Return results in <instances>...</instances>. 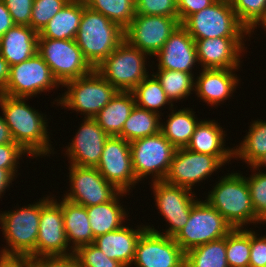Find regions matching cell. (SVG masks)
I'll return each mask as SVG.
<instances>
[{"instance_id":"obj_29","label":"cell","mask_w":266,"mask_h":267,"mask_svg":"<svg viewBox=\"0 0 266 267\" xmlns=\"http://www.w3.org/2000/svg\"><path fill=\"white\" fill-rule=\"evenodd\" d=\"M135 105L132 92L119 91L93 118L109 136H117Z\"/></svg>"},{"instance_id":"obj_39","label":"cell","mask_w":266,"mask_h":267,"mask_svg":"<svg viewBox=\"0 0 266 267\" xmlns=\"http://www.w3.org/2000/svg\"><path fill=\"white\" fill-rule=\"evenodd\" d=\"M239 22L249 31L263 16L266 0H229Z\"/></svg>"},{"instance_id":"obj_48","label":"cell","mask_w":266,"mask_h":267,"mask_svg":"<svg viewBox=\"0 0 266 267\" xmlns=\"http://www.w3.org/2000/svg\"><path fill=\"white\" fill-rule=\"evenodd\" d=\"M0 267H33V262L30 257L0 256Z\"/></svg>"},{"instance_id":"obj_12","label":"cell","mask_w":266,"mask_h":267,"mask_svg":"<svg viewBox=\"0 0 266 267\" xmlns=\"http://www.w3.org/2000/svg\"><path fill=\"white\" fill-rule=\"evenodd\" d=\"M152 182L155 205L169 224L165 233L161 234L173 238L189 220L191 209L198 201L197 196L190 189L166 183L164 180Z\"/></svg>"},{"instance_id":"obj_4","label":"cell","mask_w":266,"mask_h":267,"mask_svg":"<svg viewBox=\"0 0 266 267\" xmlns=\"http://www.w3.org/2000/svg\"><path fill=\"white\" fill-rule=\"evenodd\" d=\"M40 212L39 199L35 204L0 213L1 231L8 245L0 250V256L36 258Z\"/></svg>"},{"instance_id":"obj_34","label":"cell","mask_w":266,"mask_h":267,"mask_svg":"<svg viewBox=\"0 0 266 267\" xmlns=\"http://www.w3.org/2000/svg\"><path fill=\"white\" fill-rule=\"evenodd\" d=\"M136 106L160 114L166 104L173 108L160 82L153 74L144 78L132 91Z\"/></svg>"},{"instance_id":"obj_20","label":"cell","mask_w":266,"mask_h":267,"mask_svg":"<svg viewBox=\"0 0 266 267\" xmlns=\"http://www.w3.org/2000/svg\"><path fill=\"white\" fill-rule=\"evenodd\" d=\"M246 37H216L195 40L202 69H239Z\"/></svg>"},{"instance_id":"obj_3","label":"cell","mask_w":266,"mask_h":267,"mask_svg":"<svg viewBox=\"0 0 266 267\" xmlns=\"http://www.w3.org/2000/svg\"><path fill=\"white\" fill-rule=\"evenodd\" d=\"M124 29L84 4L75 41L95 69L124 41Z\"/></svg>"},{"instance_id":"obj_32","label":"cell","mask_w":266,"mask_h":267,"mask_svg":"<svg viewBox=\"0 0 266 267\" xmlns=\"http://www.w3.org/2000/svg\"><path fill=\"white\" fill-rule=\"evenodd\" d=\"M185 267H229L226 237L196 246L185 253Z\"/></svg>"},{"instance_id":"obj_13","label":"cell","mask_w":266,"mask_h":267,"mask_svg":"<svg viewBox=\"0 0 266 267\" xmlns=\"http://www.w3.org/2000/svg\"><path fill=\"white\" fill-rule=\"evenodd\" d=\"M136 246L135 267H185V252L174 238L146 225Z\"/></svg>"},{"instance_id":"obj_18","label":"cell","mask_w":266,"mask_h":267,"mask_svg":"<svg viewBox=\"0 0 266 267\" xmlns=\"http://www.w3.org/2000/svg\"><path fill=\"white\" fill-rule=\"evenodd\" d=\"M222 166L223 164L215 156L178 148L164 181L192 190L197 182L208 179L207 177Z\"/></svg>"},{"instance_id":"obj_53","label":"cell","mask_w":266,"mask_h":267,"mask_svg":"<svg viewBox=\"0 0 266 267\" xmlns=\"http://www.w3.org/2000/svg\"><path fill=\"white\" fill-rule=\"evenodd\" d=\"M257 25H258V27H259V25L262 26L264 28V31H266L265 30V28H266V10H265L263 16L258 20V22L248 31V37H250V34H252L251 32L254 33V28L256 29Z\"/></svg>"},{"instance_id":"obj_45","label":"cell","mask_w":266,"mask_h":267,"mask_svg":"<svg viewBox=\"0 0 266 267\" xmlns=\"http://www.w3.org/2000/svg\"><path fill=\"white\" fill-rule=\"evenodd\" d=\"M249 267H266V235L257 237L252 230H250Z\"/></svg>"},{"instance_id":"obj_6","label":"cell","mask_w":266,"mask_h":267,"mask_svg":"<svg viewBox=\"0 0 266 267\" xmlns=\"http://www.w3.org/2000/svg\"><path fill=\"white\" fill-rule=\"evenodd\" d=\"M148 56L124 39L95 70L118 91L131 92L148 76L145 67Z\"/></svg>"},{"instance_id":"obj_9","label":"cell","mask_w":266,"mask_h":267,"mask_svg":"<svg viewBox=\"0 0 266 267\" xmlns=\"http://www.w3.org/2000/svg\"><path fill=\"white\" fill-rule=\"evenodd\" d=\"M233 228L207 201L198 200L192 207L186 225L173 238L186 253L210 241L226 237Z\"/></svg>"},{"instance_id":"obj_28","label":"cell","mask_w":266,"mask_h":267,"mask_svg":"<svg viewBox=\"0 0 266 267\" xmlns=\"http://www.w3.org/2000/svg\"><path fill=\"white\" fill-rule=\"evenodd\" d=\"M83 10V0H70L38 33V38L75 39Z\"/></svg>"},{"instance_id":"obj_47","label":"cell","mask_w":266,"mask_h":267,"mask_svg":"<svg viewBox=\"0 0 266 267\" xmlns=\"http://www.w3.org/2000/svg\"><path fill=\"white\" fill-rule=\"evenodd\" d=\"M217 0H177L178 18L182 23L188 16L211 6Z\"/></svg>"},{"instance_id":"obj_2","label":"cell","mask_w":266,"mask_h":267,"mask_svg":"<svg viewBox=\"0 0 266 267\" xmlns=\"http://www.w3.org/2000/svg\"><path fill=\"white\" fill-rule=\"evenodd\" d=\"M206 197L233 229L244 228L250 223L262 221L256 216L245 176L240 173H227L219 178Z\"/></svg>"},{"instance_id":"obj_26","label":"cell","mask_w":266,"mask_h":267,"mask_svg":"<svg viewBox=\"0 0 266 267\" xmlns=\"http://www.w3.org/2000/svg\"><path fill=\"white\" fill-rule=\"evenodd\" d=\"M61 199V202L59 200L58 204L62 209L64 228L69 247L75 251L79 246L93 244L94 236L86 207L72 203L64 198Z\"/></svg>"},{"instance_id":"obj_52","label":"cell","mask_w":266,"mask_h":267,"mask_svg":"<svg viewBox=\"0 0 266 267\" xmlns=\"http://www.w3.org/2000/svg\"><path fill=\"white\" fill-rule=\"evenodd\" d=\"M15 177L6 169H0V196L6 191V189L12 184ZM2 198V197H0Z\"/></svg>"},{"instance_id":"obj_1","label":"cell","mask_w":266,"mask_h":267,"mask_svg":"<svg viewBox=\"0 0 266 267\" xmlns=\"http://www.w3.org/2000/svg\"><path fill=\"white\" fill-rule=\"evenodd\" d=\"M28 98L0 93V107L15 143L33 158L54 154L49 138L46 115L26 104ZM48 154V155H47Z\"/></svg>"},{"instance_id":"obj_43","label":"cell","mask_w":266,"mask_h":267,"mask_svg":"<svg viewBox=\"0 0 266 267\" xmlns=\"http://www.w3.org/2000/svg\"><path fill=\"white\" fill-rule=\"evenodd\" d=\"M30 155L17 143H7L0 145V169L8 170L14 177H17V167L22 155Z\"/></svg>"},{"instance_id":"obj_37","label":"cell","mask_w":266,"mask_h":267,"mask_svg":"<svg viewBox=\"0 0 266 267\" xmlns=\"http://www.w3.org/2000/svg\"><path fill=\"white\" fill-rule=\"evenodd\" d=\"M226 258L229 267H249L250 230L233 229L226 236Z\"/></svg>"},{"instance_id":"obj_42","label":"cell","mask_w":266,"mask_h":267,"mask_svg":"<svg viewBox=\"0 0 266 267\" xmlns=\"http://www.w3.org/2000/svg\"><path fill=\"white\" fill-rule=\"evenodd\" d=\"M136 15L178 18L177 0H135Z\"/></svg>"},{"instance_id":"obj_31","label":"cell","mask_w":266,"mask_h":267,"mask_svg":"<svg viewBox=\"0 0 266 267\" xmlns=\"http://www.w3.org/2000/svg\"><path fill=\"white\" fill-rule=\"evenodd\" d=\"M161 115L135 105L128 119L124 122L122 131L117 135L127 142L152 136L160 132Z\"/></svg>"},{"instance_id":"obj_50","label":"cell","mask_w":266,"mask_h":267,"mask_svg":"<svg viewBox=\"0 0 266 267\" xmlns=\"http://www.w3.org/2000/svg\"><path fill=\"white\" fill-rule=\"evenodd\" d=\"M7 143H15L10 129L4 120V116H0V145Z\"/></svg>"},{"instance_id":"obj_33","label":"cell","mask_w":266,"mask_h":267,"mask_svg":"<svg viewBox=\"0 0 266 267\" xmlns=\"http://www.w3.org/2000/svg\"><path fill=\"white\" fill-rule=\"evenodd\" d=\"M250 125L247 135L239 144L240 146L233 147L234 159L244 160L248 166H252L261 156L266 154V121L258 119Z\"/></svg>"},{"instance_id":"obj_15","label":"cell","mask_w":266,"mask_h":267,"mask_svg":"<svg viewBox=\"0 0 266 267\" xmlns=\"http://www.w3.org/2000/svg\"><path fill=\"white\" fill-rule=\"evenodd\" d=\"M70 191L64 199L91 207L111 201L120 191L109 183L97 168L69 166Z\"/></svg>"},{"instance_id":"obj_46","label":"cell","mask_w":266,"mask_h":267,"mask_svg":"<svg viewBox=\"0 0 266 267\" xmlns=\"http://www.w3.org/2000/svg\"><path fill=\"white\" fill-rule=\"evenodd\" d=\"M33 267H79L74 254L68 256H41L32 258Z\"/></svg>"},{"instance_id":"obj_5","label":"cell","mask_w":266,"mask_h":267,"mask_svg":"<svg viewBox=\"0 0 266 267\" xmlns=\"http://www.w3.org/2000/svg\"><path fill=\"white\" fill-rule=\"evenodd\" d=\"M62 87L68 90L56 99L57 105L75 110L84 118H93L119 92L95 69L88 75L67 81Z\"/></svg>"},{"instance_id":"obj_7","label":"cell","mask_w":266,"mask_h":267,"mask_svg":"<svg viewBox=\"0 0 266 267\" xmlns=\"http://www.w3.org/2000/svg\"><path fill=\"white\" fill-rule=\"evenodd\" d=\"M181 26L194 40L248 35V30L239 22L229 0H217L211 6L188 16Z\"/></svg>"},{"instance_id":"obj_41","label":"cell","mask_w":266,"mask_h":267,"mask_svg":"<svg viewBox=\"0 0 266 267\" xmlns=\"http://www.w3.org/2000/svg\"><path fill=\"white\" fill-rule=\"evenodd\" d=\"M74 255L79 267H125L119 261L108 258L96 245L79 246Z\"/></svg>"},{"instance_id":"obj_11","label":"cell","mask_w":266,"mask_h":267,"mask_svg":"<svg viewBox=\"0 0 266 267\" xmlns=\"http://www.w3.org/2000/svg\"><path fill=\"white\" fill-rule=\"evenodd\" d=\"M59 86L50 67L37 52L30 59L10 66L9 79L0 93L12 97L31 98Z\"/></svg>"},{"instance_id":"obj_27","label":"cell","mask_w":266,"mask_h":267,"mask_svg":"<svg viewBox=\"0 0 266 267\" xmlns=\"http://www.w3.org/2000/svg\"><path fill=\"white\" fill-rule=\"evenodd\" d=\"M126 194L120 191L111 201L86 207L94 240L124 226V220H127L129 213L121 206L120 197Z\"/></svg>"},{"instance_id":"obj_38","label":"cell","mask_w":266,"mask_h":267,"mask_svg":"<svg viewBox=\"0 0 266 267\" xmlns=\"http://www.w3.org/2000/svg\"><path fill=\"white\" fill-rule=\"evenodd\" d=\"M253 170V174L250 177H245L249 187L252 205L256 216L263 222L266 219V172H260L261 169ZM259 170V172H255Z\"/></svg>"},{"instance_id":"obj_35","label":"cell","mask_w":266,"mask_h":267,"mask_svg":"<svg viewBox=\"0 0 266 267\" xmlns=\"http://www.w3.org/2000/svg\"><path fill=\"white\" fill-rule=\"evenodd\" d=\"M90 9L100 12L124 30L136 15L135 0H83Z\"/></svg>"},{"instance_id":"obj_40","label":"cell","mask_w":266,"mask_h":267,"mask_svg":"<svg viewBox=\"0 0 266 267\" xmlns=\"http://www.w3.org/2000/svg\"><path fill=\"white\" fill-rule=\"evenodd\" d=\"M70 0H34L30 27L39 33Z\"/></svg>"},{"instance_id":"obj_49","label":"cell","mask_w":266,"mask_h":267,"mask_svg":"<svg viewBox=\"0 0 266 267\" xmlns=\"http://www.w3.org/2000/svg\"><path fill=\"white\" fill-rule=\"evenodd\" d=\"M14 25L7 7L4 2L0 0V38Z\"/></svg>"},{"instance_id":"obj_19","label":"cell","mask_w":266,"mask_h":267,"mask_svg":"<svg viewBox=\"0 0 266 267\" xmlns=\"http://www.w3.org/2000/svg\"><path fill=\"white\" fill-rule=\"evenodd\" d=\"M66 146L70 165L96 168L109 135L98 125L94 118H83V122Z\"/></svg>"},{"instance_id":"obj_22","label":"cell","mask_w":266,"mask_h":267,"mask_svg":"<svg viewBox=\"0 0 266 267\" xmlns=\"http://www.w3.org/2000/svg\"><path fill=\"white\" fill-rule=\"evenodd\" d=\"M201 70L199 76L195 78L194 91L209 106L220 105L232 96L236 86L239 85L240 80L234 73L238 69Z\"/></svg>"},{"instance_id":"obj_36","label":"cell","mask_w":266,"mask_h":267,"mask_svg":"<svg viewBox=\"0 0 266 267\" xmlns=\"http://www.w3.org/2000/svg\"><path fill=\"white\" fill-rule=\"evenodd\" d=\"M156 73V74H155ZM153 75L160 82L168 99L174 101L185 99L194 91L195 76L193 74L174 70L158 69Z\"/></svg>"},{"instance_id":"obj_25","label":"cell","mask_w":266,"mask_h":267,"mask_svg":"<svg viewBox=\"0 0 266 267\" xmlns=\"http://www.w3.org/2000/svg\"><path fill=\"white\" fill-rule=\"evenodd\" d=\"M38 36L30 26L14 25L0 38V55L9 66L30 59L37 53Z\"/></svg>"},{"instance_id":"obj_24","label":"cell","mask_w":266,"mask_h":267,"mask_svg":"<svg viewBox=\"0 0 266 267\" xmlns=\"http://www.w3.org/2000/svg\"><path fill=\"white\" fill-rule=\"evenodd\" d=\"M223 130L215 120H201L186 148L195 153L215 156L225 165L234 158V148L224 147L227 135Z\"/></svg>"},{"instance_id":"obj_17","label":"cell","mask_w":266,"mask_h":267,"mask_svg":"<svg viewBox=\"0 0 266 267\" xmlns=\"http://www.w3.org/2000/svg\"><path fill=\"white\" fill-rule=\"evenodd\" d=\"M99 173L121 192H130L139 181L132 168L130 142L118 136H109L105 141L100 161Z\"/></svg>"},{"instance_id":"obj_51","label":"cell","mask_w":266,"mask_h":267,"mask_svg":"<svg viewBox=\"0 0 266 267\" xmlns=\"http://www.w3.org/2000/svg\"><path fill=\"white\" fill-rule=\"evenodd\" d=\"M10 66L7 61L0 55V92L5 88L9 79Z\"/></svg>"},{"instance_id":"obj_23","label":"cell","mask_w":266,"mask_h":267,"mask_svg":"<svg viewBox=\"0 0 266 267\" xmlns=\"http://www.w3.org/2000/svg\"><path fill=\"white\" fill-rule=\"evenodd\" d=\"M136 228L123 226L120 229L96 237L93 244L108 258L119 261L125 267H131L137 242L147 229L145 225Z\"/></svg>"},{"instance_id":"obj_16","label":"cell","mask_w":266,"mask_h":267,"mask_svg":"<svg viewBox=\"0 0 266 267\" xmlns=\"http://www.w3.org/2000/svg\"><path fill=\"white\" fill-rule=\"evenodd\" d=\"M68 246L69 243L65 233L63 213L57 198L54 199V197L51 198L50 196L43 197L41 199L36 257L68 256L74 254V250Z\"/></svg>"},{"instance_id":"obj_21","label":"cell","mask_w":266,"mask_h":267,"mask_svg":"<svg viewBox=\"0 0 266 267\" xmlns=\"http://www.w3.org/2000/svg\"><path fill=\"white\" fill-rule=\"evenodd\" d=\"M157 57L158 69L192 73L198 63L193 37L180 25L166 40ZM193 67V68H192Z\"/></svg>"},{"instance_id":"obj_8","label":"cell","mask_w":266,"mask_h":267,"mask_svg":"<svg viewBox=\"0 0 266 267\" xmlns=\"http://www.w3.org/2000/svg\"><path fill=\"white\" fill-rule=\"evenodd\" d=\"M37 52L60 85L88 75L94 70L75 39L38 38Z\"/></svg>"},{"instance_id":"obj_44","label":"cell","mask_w":266,"mask_h":267,"mask_svg":"<svg viewBox=\"0 0 266 267\" xmlns=\"http://www.w3.org/2000/svg\"><path fill=\"white\" fill-rule=\"evenodd\" d=\"M15 25L30 26L34 0H2Z\"/></svg>"},{"instance_id":"obj_10","label":"cell","mask_w":266,"mask_h":267,"mask_svg":"<svg viewBox=\"0 0 266 267\" xmlns=\"http://www.w3.org/2000/svg\"><path fill=\"white\" fill-rule=\"evenodd\" d=\"M176 150L161 132L130 142L132 168L136 179L140 182L151 174L152 181L164 180Z\"/></svg>"},{"instance_id":"obj_30","label":"cell","mask_w":266,"mask_h":267,"mask_svg":"<svg viewBox=\"0 0 266 267\" xmlns=\"http://www.w3.org/2000/svg\"><path fill=\"white\" fill-rule=\"evenodd\" d=\"M169 109L171 113L168 114L166 123L161 122L160 132L176 149L186 148L200 120L198 121L195 117L192 108H183L178 111L172 110L173 108Z\"/></svg>"},{"instance_id":"obj_14","label":"cell","mask_w":266,"mask_h":267,"mask_svg":"<svg viewBox=\"0 0 266 267\" xmlns=\"http://www.w3.org/2000/svg\"><path fill=\"white\" fill-rule=\"evenodd\" d=\"M180 25L179 18L175 17L135 15L124 30V38L131 46L153 57Z\"/></svg>"},{"instance_id":"obj_54","label":"cell","mask_w":266,"mask_h":267,"mask_svg":"<svg viewBox=\"0 0 266 267\" xmlns=\"http://www.w3.org/2000/svg\"><path fill=\"white\" fill-rule=\"evenodd\" d=\"M252 166L255 169H259L261 167H266V154L261 156Z\"/></svg>"}]
</instances>
